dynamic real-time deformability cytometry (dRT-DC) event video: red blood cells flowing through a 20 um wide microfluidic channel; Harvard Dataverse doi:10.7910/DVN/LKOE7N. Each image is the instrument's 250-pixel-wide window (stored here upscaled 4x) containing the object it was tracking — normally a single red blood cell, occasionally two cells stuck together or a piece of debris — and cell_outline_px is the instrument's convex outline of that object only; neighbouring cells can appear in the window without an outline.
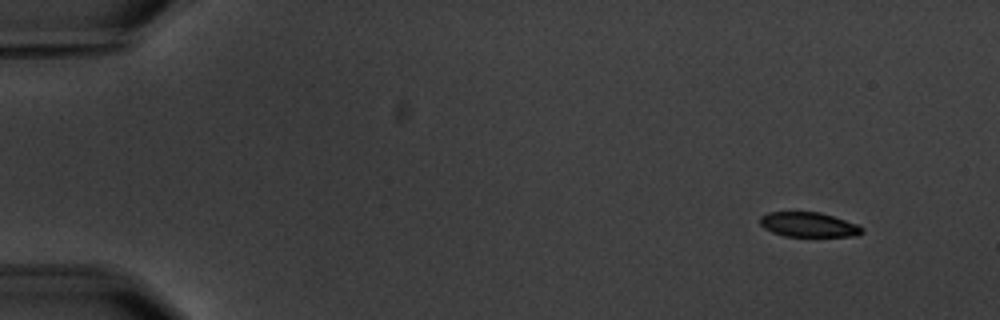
{"species": "common noctule bat (a hibernating species)", "species_latin": "Nyctalus noctula", "temperature_condition": "warm", "stored_images_in_passage": 4, "camera_frame_rate_fps": 3000, "um_per_image_px": 0.085, "animal": {"sex": "male", "body_mass_g": 20.1, "forearm_length_mm": 53.5}, "frame": {"image": 1, "passage_image": 1, "time_ms": 0.0, "image_size_px": [1000, 320], "cell_outline_px": [[864, 232], [856, 236], [784, 236], [772, 232], [764, 228], [760, 224], [760, 216], [768, 212], [820, 212], [856, 224], [864, 228]], "centroid_in_image_um": [68.71, 19.1], "position_along_channel_um": 16.3, "area_um2": 14.62}}
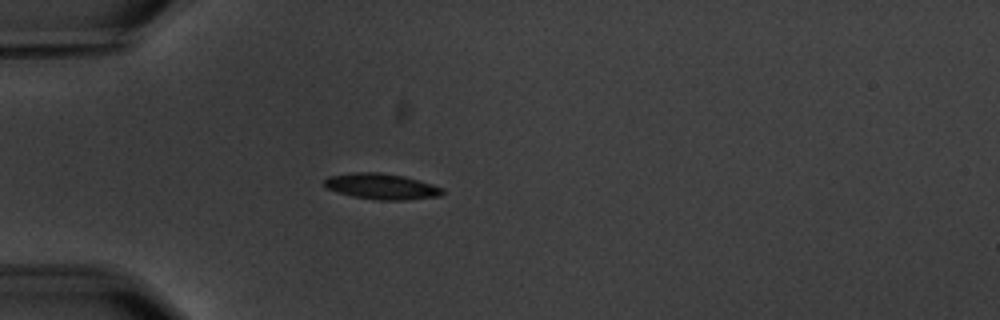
{"frame": {"image": 2, "passage_image": 4, "time_ms": 4.0, "image_size_px": [1000, 320], "cell_outline_px": [[444, 192], [440, 196], [404, 200], [380, 200], [352, 196], [328, 188], [324, 184], [324, 180], [328, 176], [352, 172], [380, 172], [404, 176], [432, 184], [444, 188]], "centroid_in_image_um": [32.45, 15.83], "position_along_channel_um": 52.5, "area_um2": 17.69}}